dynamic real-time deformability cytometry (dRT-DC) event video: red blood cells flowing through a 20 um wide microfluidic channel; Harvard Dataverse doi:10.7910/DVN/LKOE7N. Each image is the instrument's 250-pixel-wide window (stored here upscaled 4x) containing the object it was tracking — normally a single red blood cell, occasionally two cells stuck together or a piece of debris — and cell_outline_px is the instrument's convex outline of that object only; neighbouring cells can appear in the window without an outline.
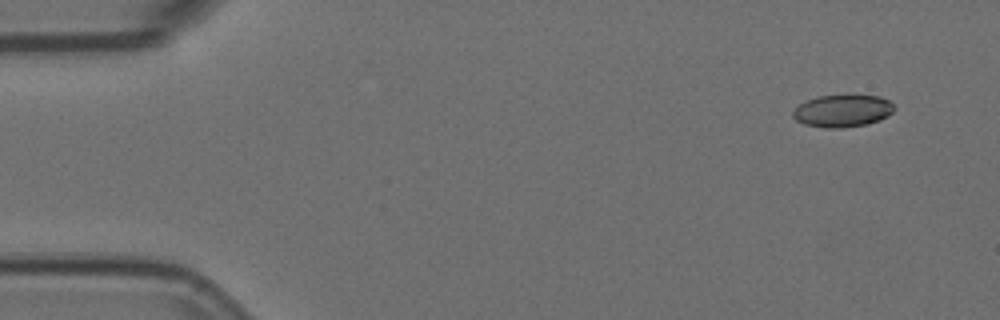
{"species": "Egyptian fruit bat (a non-hibernating species)", "species_latin": "Rousettus aegyptiacus", "temperature_condition": "room temperature", "stored_images_in_passage": 4, "camera_frame_rate_fps": 3000, "um_per_image_px": 0.085, "animal": {"sex": "female"}, "frame": {"image": 1, "passage_image": 1, "time_ms": 0.0, "image_size_px": [1000, 320], "cell_outline_px": [[896, 108], [888, 116], [880, 120], [868, 124], [840, 128], [824, 128], [804, 124], [796, 120], [792, 116], [792, 112], [800, 104], [808, 100], [820, 96], [848, 92], [880, 96], [888, 100]], "centroid_in_image_um": [71.65, 9.38], "position_along_channel_um": 13.3, "area_um2": 19.77}}